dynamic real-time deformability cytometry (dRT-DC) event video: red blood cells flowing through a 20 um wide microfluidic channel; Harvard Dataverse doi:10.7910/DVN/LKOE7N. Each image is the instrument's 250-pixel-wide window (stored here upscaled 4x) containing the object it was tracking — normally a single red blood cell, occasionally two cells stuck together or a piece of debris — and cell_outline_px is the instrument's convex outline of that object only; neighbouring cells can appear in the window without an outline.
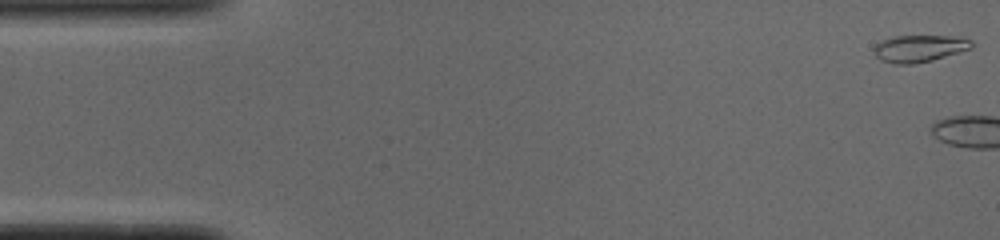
{"species": "common noctule bat (a hibernating species)", "species_latin": "Nyctalus noctula", "temperature_condition": "cold", "stored_images_in_passage": 3, "camera_frame_rate_fps": 3000, "um_per_image_px": 0.085, "animal": {"sex": "male", "body_mass_g": 19.0, "forearm_length_mm": 50.8}, "frame": {"image": 1, "passage_image": 1, "time_ms": 0.0, "image_size_px": [1000, 240], "cell_outline_px": [[972, 48], [932, 60], [912, 64], [896, 64], [880, 60], [872, 52], [876, 44], [892, 36], [948, 36], [972, 40]], "centroid_in_image_um": [78.1, 4.12], "position_along_channel_um": 6.9, "area_um2": 15.2}}